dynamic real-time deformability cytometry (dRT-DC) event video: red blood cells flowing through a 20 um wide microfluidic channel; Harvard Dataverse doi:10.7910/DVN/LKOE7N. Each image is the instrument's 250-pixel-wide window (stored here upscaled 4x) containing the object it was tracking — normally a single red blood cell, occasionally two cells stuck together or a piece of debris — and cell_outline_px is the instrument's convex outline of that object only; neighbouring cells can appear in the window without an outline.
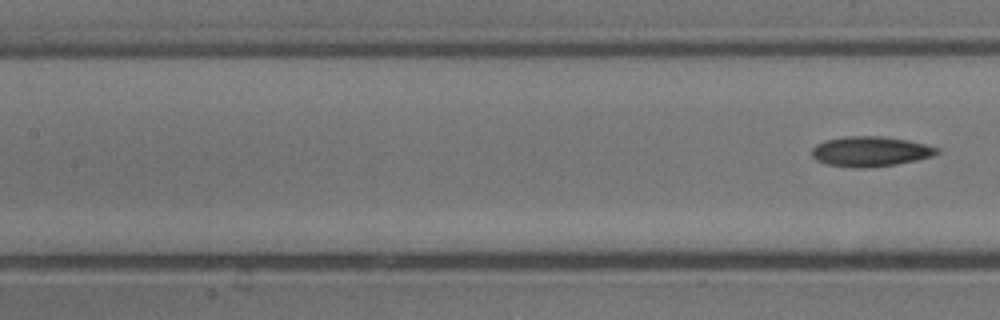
{"species": "common noctule bat (a hibernating species)", "species_latin": "Nyctalus noctula", "temperature_condition": "cold", "stored_images_in_passage": 5, "segment_of_instrument_passage": [2, 2], "camera_frame_rate_fps": 3000, "um_per_image_px": 0.085, "animal": {"sex": "male", "body_mass_g": 13.3}, "frame": {"image": 1, "passage_image": 5, "time_ms": 1.333, "image_size_px": [1000, 320], "cell_outline_px": [[940, 152], [932, 156], [916, 160], [896, 164], [868, 168], [852, 168], [824, 164], [816, 160], [812, 156], [812, 148], [816, 144], [824, 140], [844, 136], [880, 136], [904, 140], [924, 144], [940, 148]], "centroid_in_image_um": [73.93, 12.88], "position_along_channel_um": 133.5, "area_um2": 22.02}}